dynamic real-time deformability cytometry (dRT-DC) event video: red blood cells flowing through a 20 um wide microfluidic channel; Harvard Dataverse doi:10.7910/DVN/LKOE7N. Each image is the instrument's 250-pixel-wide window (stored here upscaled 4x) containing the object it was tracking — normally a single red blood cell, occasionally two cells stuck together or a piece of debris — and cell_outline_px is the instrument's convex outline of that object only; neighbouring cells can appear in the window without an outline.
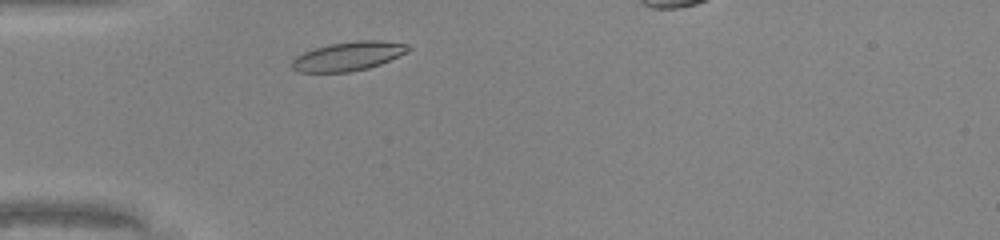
{"species": "common noctule bat (a hibernating species)", "species_latin": "Nyctalus noctula", "temperature_condition": "warm", "stored_images_in_passage": 28, "camera_frame_rate_fps": 3000, "um_per_image_px": 0.085, "animal": {"sex": "male", "body_mass_g": 20.0, "forearm_length_mm": 53.3}, "frame": {"image": 1, "passage_image": 3, "time_ms": 0.667, "image_size_px": [1000, 240], "cell_outline_px": [[412, 48], [408, 52], [380, 64], [368, 68], [348, 72], [300, 72], [292, 68], [292, 60], [296, 56], [304, 52], [328, 44], [356, 40], [380, 40], [408, 44]], "centroid_in_image_um": [29.63, 4.76], "position_along_channel_um": 55.4, "area_um2": 19.65}}
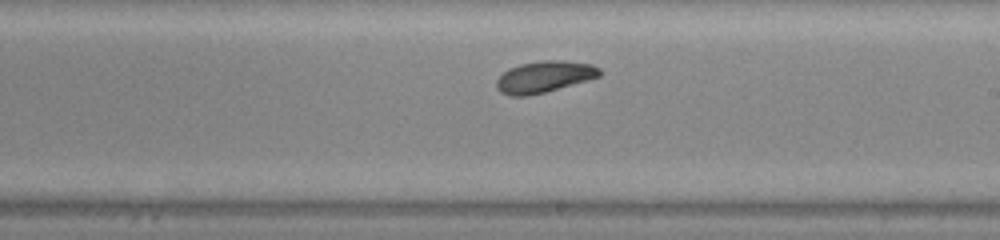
{"frame": {"image": 2, "passage_image": 17, "time_ms": 5.333, "image_size_px": [1000, 240], "cell_outline_px": [[600, 76], [588, 80], [544, 92], [528, 96], [508, 96], [500, 92], [496, 88], [496, 80], [508, 68], [520, 64], [544, 60], [564, 60], [592, 64], [600, 68]], "centroid_in_image_um": [46.24, 6.52], "position_along_channel_um": 242.8, "area_um2": 18.96}}
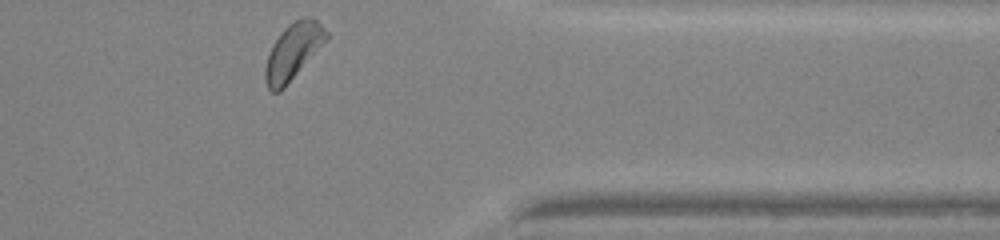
{"frame": {"image": 3, "passage_image": 28, "time_ms": 9.0, "image_size_px": [1000, 240], "cell_outline_px": [[328, 40], [284, 88], [280, 92], [272, 92], [268, 88], [264, 80], [264, 68], [272, 44], [280, 32], [288, 24], [304, 16], [308, 16], [316, 20], [328, 32]], "centroid_in_image_um": [24.91, 4.38], "position_along_channel_um": 386.5, "area_um2": 20.17}, "authors_computed_cell_mechanics": {"area_um2": 18.7561, "velocity_mm_per_s": 4.2389, "shape_relaxation_time_tau1_ms": 2.55, "shape_relaxation_time_tau2_ms": 3.9055, "deformation_change_tau1": 0.1295, "deformation_change_tau2": 0.1078}}